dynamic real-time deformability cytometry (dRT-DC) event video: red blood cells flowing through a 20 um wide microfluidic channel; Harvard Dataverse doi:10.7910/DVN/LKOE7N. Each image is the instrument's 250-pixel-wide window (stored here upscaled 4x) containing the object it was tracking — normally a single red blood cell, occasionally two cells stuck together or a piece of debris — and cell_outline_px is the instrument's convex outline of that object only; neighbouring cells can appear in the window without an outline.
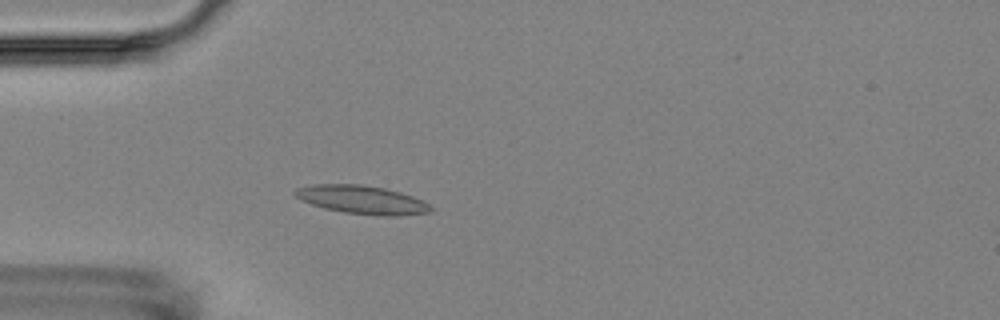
{"species": "Egyptian fruit bat (a non-hibernating species)", "species_latin": "Rousettus aegyptiacus", "temperature_condition": "room temperature", "stored_images_in_passage": 5, "camera_frame_rate_fps": 3000, "um_per_image_px": 0.085, "animal": {"sex": "female"}, "frame": {"image": 1, "passage_image": 5, "time_ms": 5.0, "image_size_px": [1000, 320], "cell_outline_px": [[432, 212], [400, 216], [384, 216], [344, 212], [324, 208], [300, 200], [292, 192], [296, 188], [312, 184], [360, 184], [384, 188], [400, 192], [412, 196], [428, 204], [432, 208]], "centroid_in_image_um": [30.74, 16.97], "position_along_channel_um": 54.3, "area_um2": 22.43}}